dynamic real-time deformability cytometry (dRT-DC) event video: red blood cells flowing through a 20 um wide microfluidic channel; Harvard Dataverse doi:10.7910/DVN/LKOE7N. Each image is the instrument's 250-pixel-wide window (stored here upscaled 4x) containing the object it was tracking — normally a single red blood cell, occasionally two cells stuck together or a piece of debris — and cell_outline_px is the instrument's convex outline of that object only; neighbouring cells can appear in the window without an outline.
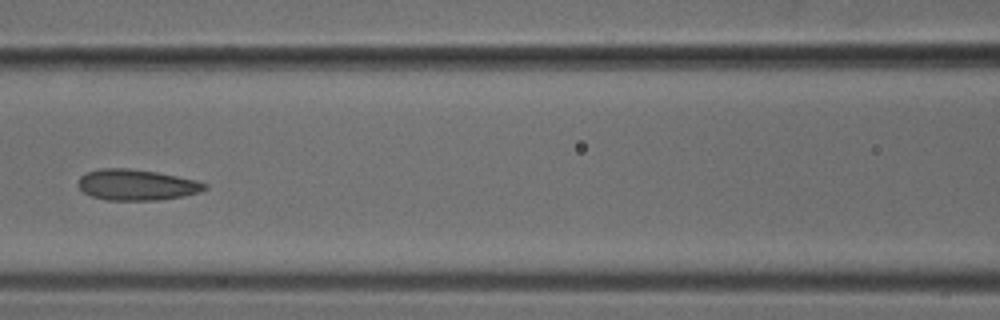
{"species": "common noctule bat (a hibernating species)", "species_latin": "Nyctalus noctula", "temperature_condition": "cold", "stored_images_in_passage": 5, "camera_frame_rate_fps": 3000, "um_per_image_px": 0.085, "animal": {"sex": "male", "body_mass_g": 18.8}, "frame": {"image": 1, "passage_image": 4, "time_ms": 1.0, "image_size_px": [1000, 320], "cell_outline_px": [[208, 188], [200, 192], [180, 196], [156, 200], [104, 200], [92, 196], [84, 192], [76, 184], [80, 176], [88, 172], [104, 168], [128, 168], [156, 172], [196, 180], [208, 184]], "centroid_in_image_um": [11.6, 15.71], "position_along_channel_um": 155.0, "area_um2": 22.66}}
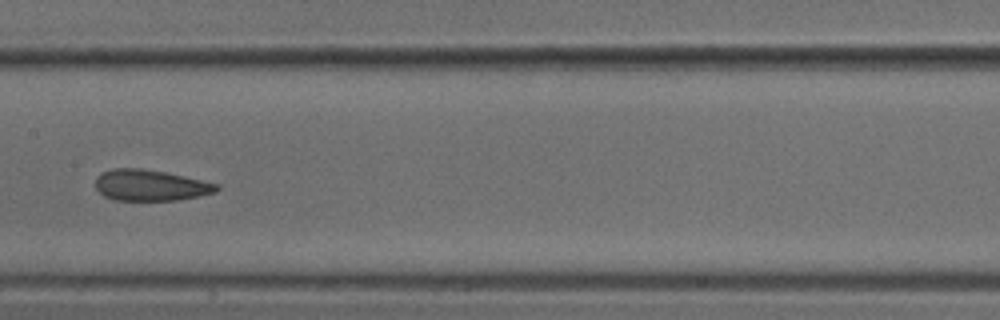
{"frame": {"image": 2, "passage_image": 5, "time_ms": 1.333, "image_size_px": [1000, 320], "cell_outline_px": [[220, 188], [216, 192], [200, 196], [176, 200], [116, 200], [104, 196], [96, 188], [96, 176], [112, 168], [140, 168], [164, 172], [184, 176], [220, 184]], "centroid_in_image_um": [12.81, 15.75], "position_along_channel_um": 194.6, "area_um2": 21.91}}